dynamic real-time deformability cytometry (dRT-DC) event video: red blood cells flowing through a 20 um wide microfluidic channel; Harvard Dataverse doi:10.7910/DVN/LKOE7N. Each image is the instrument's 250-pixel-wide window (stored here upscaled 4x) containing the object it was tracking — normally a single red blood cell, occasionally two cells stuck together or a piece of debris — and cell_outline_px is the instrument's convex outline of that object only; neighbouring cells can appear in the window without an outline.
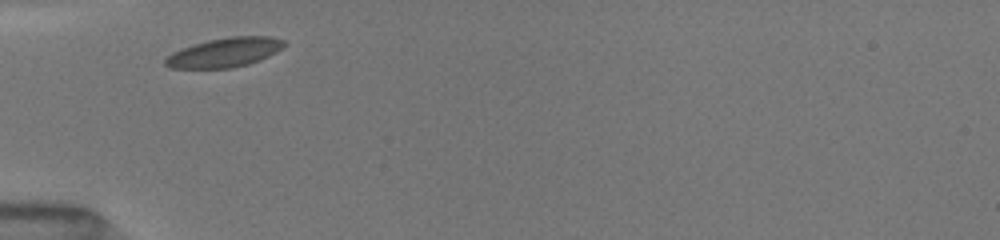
{"species": "common noctule bat (a hibernating species)", "species_latin": "Nyctalus noctula", "temperature_condition": "room temperature", "stored_images_in_passage": 6, "camera_frame_rate_fps": 3000, "um_per_image_px": 0.085, "animal": {"sex": "female", "body_mass_g": 19.5, "forearm_length_mm": 54.1}, "frame": {"image": 1, "passage_image": 1, "time_ms": 0.0, "image_size_px": [1000, 240], "cell_outline_px": [[288, 44], [276, 52], [260, 60], [248, 64], [232, 68], [172, 68], [164, 64], [164, 60], [172, 52], [208, 40], [228, 36], [268, 36], [284, 40]], "centroid_in_image_um": [19.13, 4.45], "position_along_channel_um": 65.9, "area_um2": 20.23}}
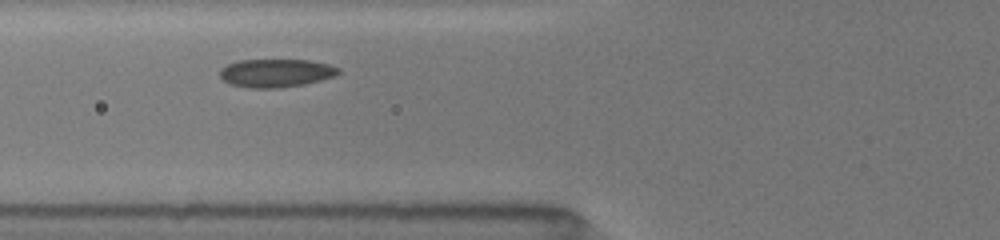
{"frame": {"image": 2, "passage_image": 3, "time_ms": 1.0, "image_size_px": [1000, 240], "cell_outline_px": [[340, 72], [336, 76], [304, 84], [280, 88], [252, 88], [228, 84], [220, 76], [220, 68], [228, 64], [240, 60], [308, 60], [328, 64], [340, 68]], "centroid_in_image_um": [23.46, 6.21], "position_along_channel_um": 102.3, "area_um2": 19.54}}
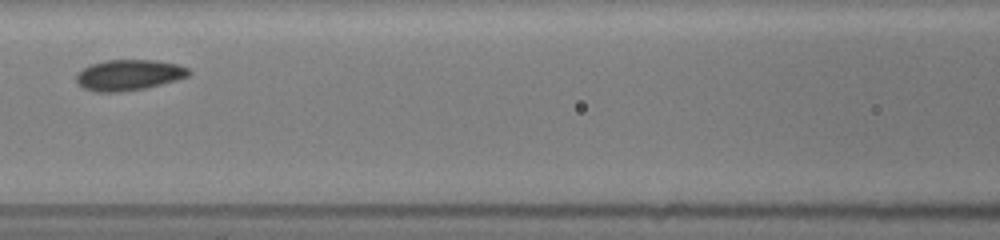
{"frame": {"image": 3, "passage_image": 4, "time_ms": 2.333, "image_size_px": [1000, 240], "cell_outline_px": [[192, 72], [188, 76], [176, 80], [144, 88], [120, 92], [96, 92], [84, 88], [76, 80], [76, 76], [84, 68], [92, 64], [108, 60], [156, 60], [176, 64], [188, 68]], "centroid_in_image_um": [10.97, 6.37], "position_along_channel_um": 155.6, "area_um2": 19.88}}